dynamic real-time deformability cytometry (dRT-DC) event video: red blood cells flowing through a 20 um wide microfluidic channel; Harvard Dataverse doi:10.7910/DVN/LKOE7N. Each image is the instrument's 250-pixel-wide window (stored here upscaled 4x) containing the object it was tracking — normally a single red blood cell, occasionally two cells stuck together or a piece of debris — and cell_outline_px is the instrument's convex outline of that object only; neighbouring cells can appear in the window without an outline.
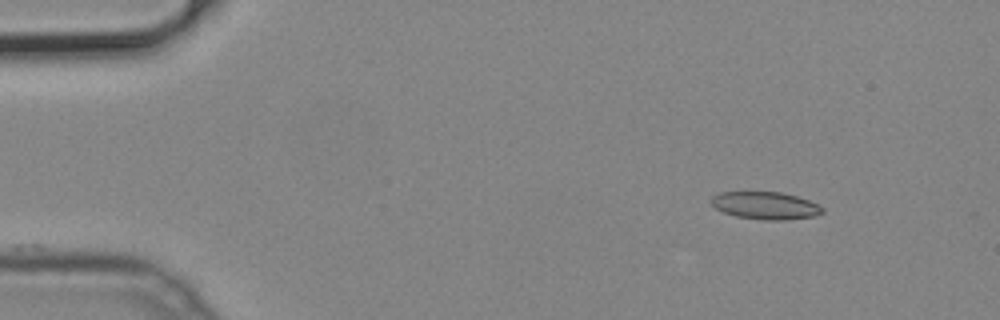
{"species": "common noctule bat (a hibernating species)", "species_latin": "Nyctalus noctula", "temperature_condition": "cold", "stored_images_in_passage": 46, "camera_frame_rate_fps": 3000, "um_per_image_px": 0.085, "animal": {"sex": "male", "body_mass_g": 19.2, "forearm_length_mm": 51.8}, "frame": {"image": 1, "passage_image": 1, "time_ms": 0.0, "image_size_px": [1000, 320], "cell_outline_px": [[824, 212], [812, 216], [788, 220], [764, 220], [736, 216], [724, 212], [716, 208], [712, 204], [712, 196], [720, 192], [780, 192], [796, 196], [808, 200], [824, 208]], "centroid_in_image_um": [65.06, 17.47], "position_along_channel_um": 19.9, "area_um2": 17.63}}
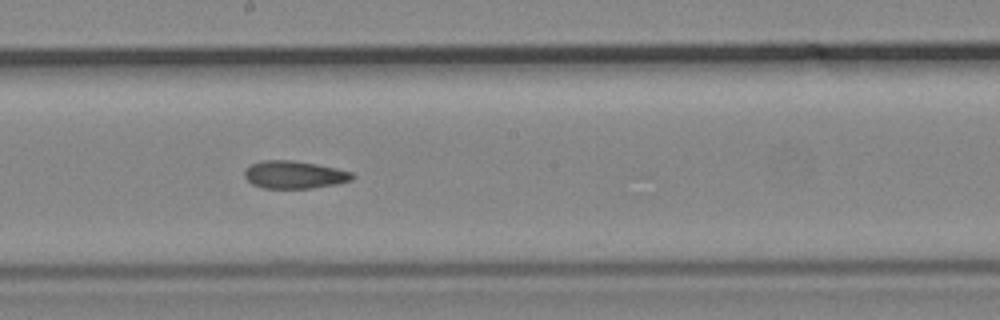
{"frame": {"image": 2, "passage_image": 23, "time_ms": 7.333, "image_size_px": [1000, 320], "cell_outline_px": [[352, 180], [336, 184], [312, 188], [264, 188], [252, 184], [244, 176], [244, 168], [260, 160], [292, 160], [316, 164], [336, 168], [352, 172]], "centroid_in_image_um": [24.98, 14.84], "position_along_channel_um": 223.2, "area_um2": 17.34}}
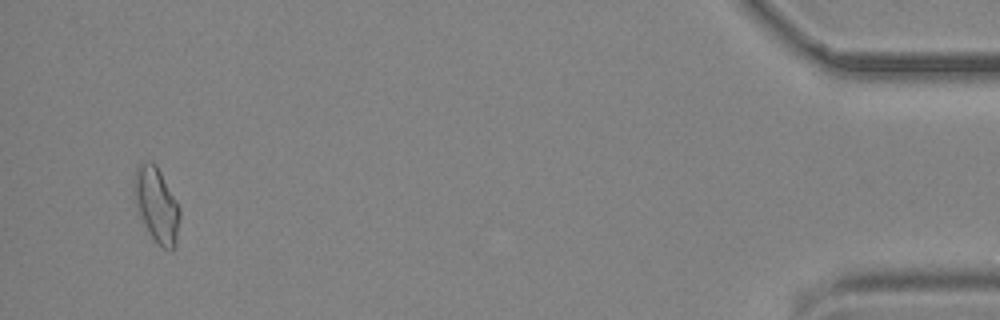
{"frame": {"image": 3, "passage_image": 44, "time_ms": 14.333, "image_size_px": [1000, 320], "cell_outline_px": [[180, 216], [176, 248], [172, 252], [164, 248], [152, 236], [136, 208], [132, 192], [132, 180], [136, 164], [144, 160], [152, 160], [156, 164], [180, 208]], "centroid_in_image_um": [13.28, 17.34], "position_along_channel_um": 421.9, "area_um2": 20.29}}